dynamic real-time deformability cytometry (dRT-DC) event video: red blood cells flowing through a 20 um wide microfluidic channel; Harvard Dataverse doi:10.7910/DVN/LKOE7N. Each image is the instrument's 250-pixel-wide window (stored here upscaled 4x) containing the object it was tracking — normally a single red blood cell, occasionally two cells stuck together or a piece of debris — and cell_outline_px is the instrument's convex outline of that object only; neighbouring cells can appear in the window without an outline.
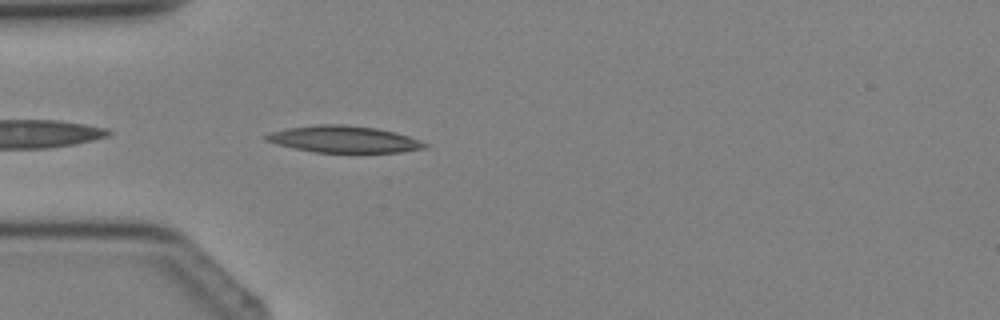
{"species": "Egyptian fruit bat (a non-hibernating species)", "species_latin": "Rousettus aegyptiacus", "temperature_condition": "cold", "stored_images_in_passage": 3, "camera_frame_rate_fps": 3000, "um_per_image_px": 0.085, "animal": {"sex": "female"}, "frame": {"image": 1, "passage_image": 3, "time_ms": 2.333, "image_size_px": [1000, 320], "cell_outline_px": [[428, 148], [400, 152], [316, 152], [296, 148], [264, 140], [264, 136], [268, 132], [288, 128], [316, 124], [344, 124], [376, 128], [396, 132], [420, 140], [428, 144]], "centroid_in_image_um": [29.26, 11.82], "position_along_channel_um": 55.7, "area_um2": 24.62}}